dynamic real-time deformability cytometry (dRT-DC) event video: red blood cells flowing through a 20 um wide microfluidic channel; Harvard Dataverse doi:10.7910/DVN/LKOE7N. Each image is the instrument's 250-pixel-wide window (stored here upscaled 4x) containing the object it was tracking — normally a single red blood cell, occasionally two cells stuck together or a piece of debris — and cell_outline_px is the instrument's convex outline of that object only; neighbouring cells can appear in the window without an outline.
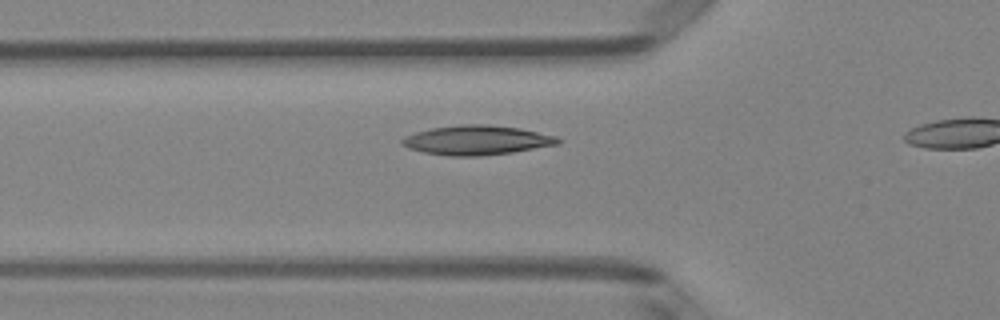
{"species": "Egyptian fruit bat (a non-hibernating species)", "species_latin": "Rousettus aegyptiacus", "temperature_condition": "room temperature", "stored_images_in_passage": 14, "camera_frame_rate_fps": 3000, "um_per_image_px": 0.085, "animal": {"sex": "female"}, "frame": {"image": 1, "passage_image": 12, "time_ms": 3.667, "image_size_px": [1000, 320], "cell_outline_px": [[564, 140], [560, 144], [512, 152], [480, 156], [448, 156], [424, 152], [408, 148], [400, 144], [400, 140], [404, 136], [416, 132], [432, 128], [460, 124], [488, 124], [520, 128], [556, 136]], "centroid_in_image_um": [40.53, 11.91], "position_along_channel_um": 85.3, "area_um2": 26.93}}